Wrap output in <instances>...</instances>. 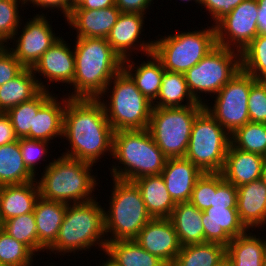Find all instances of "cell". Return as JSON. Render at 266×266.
<instances>
[{
    "label": "cell",
    "mask_w": 266,
    "mask_h": 266,
    "mask_svg": "<svg viewBox=\"0 0 266 266\" xmlns=\"http://www.w3.org/2000/svg\"><path fill=\"white\" fill-rule=\"evenodd\" d=\"M153 0H115V5L121 12L141 13L146 15ZM147 9V10H146Z\"/></svg>",
    "instance_id": "48"
},
{
    "label": "cell",
    "mask_w": 266,
    "mask_h": 266,
    "mask_svg": "<svg viewBox=\"0 0 266 266\" xmlns=\"http://www.w3.org/2000/svg\"><path fill=\"white\" fill-rule=\"evenodd\" d=\"M263 238L250 229L232 238L226 246V260L230 266H264L266 239Z\"/></svg>",
    "instance_id": "29"
},
{
    "label": "cell",
    "mask_w": 266,
    "mask_h": 266,
    "mask_svg": "<svg viewBox=\"0 0 266 266\" xmlns=\"http://www.w3.org/2000/svg\"><path fill=\"white\" fill-rule=\"evenodd\" d=\"M156 99L152 103L153 107L175 108L204 105L197 102L189 92L185 74L166 70H164L160 91Z\"/></svg>",
    "instance_id": "31"
},
{
    "label": "cell",
    "mask_w": 266,
    "mask_h": 266,
    "mask_svg": "<svg viewBox=\"0 0 266 266\" xmlns=\"http://www.w3.org/2000/svg\"><path fill=\"white\" fill-rule=\"evenodd\" d=\"M114 5L103 9H72L65 21L76 30V37L106 38L120 16Z\"/></svg>",
    "instance_id": "19"
},
{
    "label": "cell",
    "mask_w": 266,
    "mask_h": 266,
    "mask_svg": "<svg viewBox=\"0 0 266 266\" xmlns=\"http://www.w3.org/2000/svg\"><path fill=\"white\" fill-rule=\"evenodd\" d=\"M54 94L49 90H42L30 101L20 103L9 109L6 115L10 118L16 136L30 139V129H33L34 114Z\"/></svg>",
    "instance_id": "35"
},
{
    "label": "cell",
    "mask_w": 266,
    "mask_h": 266,
    "mask_svg": "<svg viewBox=\"0 0 266 266\" xmlns=\"http://www.w3.org/2000/svg\"><path fill=\"white\" fill-rule=\"evenodd\" d=\"M113 133L99 99L70 98L65 106L62 136L69 141L70 149L61 155L96 164L107 153L112 157Z\"/></svg>",
    "instance_id": "1"
},
{
    "label": "cell",
    "mask_w": 266,
    "mask_h": 266,
    "mask_svg": "<svg viewBox=\"0 0 266 266\" xmlns=\"http://www.w3.org/2000/svg\"><path fill=\"white\" fill-rule=\"evenodd\" d=\"M38 79L31 68H25L14 79L0 86V113L30 101L44 90V82Z\"/></svg>",
    "instance_id": "26"
},
{
    "label": "cell",
    "mask_w": 266,
    "mask_h": 266,
    "mask_svg": "<svg viewBox=\"0 0 266 266\" xmlns=\"http://www.w3.org/2000/svg\"><path fill=\"white\" fill-rule=\"evenodd\" d=\"M115 5V0H84L73 9H103Z\"/></svg>",
    "instance_id": "50"
},
{
    "label": "cell",
    "mask_w": 266,
    "mask_h": 266,
    "mask_svg": "<svg viewBox=\"0 0 266 266\" xmlns=\"http://www.w3.org/2000/svg\"><path fill=\"white\" fill-rule=\"evenodd\" d=\"M180 1H183L184 3L185 2H189V1H192V0H180ZM196 4H200V0H193Z\"/></svg>",
    "instance_id": "56"
},
{
    "label": "cell",
    "mask_w": 266,
    "mask_h": 266,
    "mask_svg": "<svg viewBox=\"0 0 266 266\" xmlns=\"http://www.w3.org/2000/svg\"><path fill=\"white\" fill-rule=\"evenodd\" d=\"M0 228L17 241L25 244L36 256L38 255V235L34 212L26 213L3 221Z\"/></svg>",
    "instance_id": "37"
},
{
    "label": "cell",
    "mask_w": 266,
    "mask_h": 266,
    "mask_svg": "<svg viewBox=\"0 0 266 266\" xmlns=\"http://www.w3.org/2000/svg\"><path fill=\"white\" fill-rule=\"evenodd\" d=\"M84 0H71V11L73 8L77 7Z\"/></svg>",
    "instance_id": "54"
},
{
    "label": "cell",
    "mask_w": 266,
    "mask_h": 266,
    "mask_svg": "<svg viewBox=\"0 0 266 266\" xmlns=\"http://www.w3.org/2000/svg\"><path fill=\"white\" fill-rule=\"evenodd\" d=\"M25 3V0H0V46H10L8 41H11L14 33L21 29L22 17L19 16L21 12L18 7L24 6Z\"/></svg>",
    "instance_id": "40"
},
{
    "label": "cell",
    "mask_w": 266,
    "mask_h": 266,
    "mask_svg": "<svg viewBox=\"0 0 266 266\" xmlns=\"http://www.w3.org/2000/svg\"><path fill=\"white\" fill-rule=\"evenodd\" d=\"M0 205H1V186H0ZM0 225H1V207H0Z\"/></svg>",
    "instance_id": "57"
},
{
    "label": "cell",
    "mask_w": 266,
    "mask_h": 266,
    "mask_svg": "<svg viewBox=\"0 0 266 266\" xmlns=\"http://www.w3.org/2000/svg\"><path fill=\"white\" fill-rule=\"evenodd\" d=\"M18 140L10 118L6 113H0V146Z\"/></svg>",
    "instance_id": "49"
},
{
    "label": "cell",
    "mask_w": 266,
    "mask_h": 266,
    "mask_svg": "<svg viewBox=\"0 0 266 266\" xmlns=\"http://www.w3.org/2000/svg\"><path fill=\"white\" fill-rule=\"evenodd\" d=\"M204 242L227 246L232 238L248 229L241 222L237 208L211 206L202 211Z\"/></svg>",
    "instance_id": "18"
},
{
    "label": "cell",
    "mask_w": 266,
    "mask_h": 266,
    "mask_svg": "<svg viewBox=\"0 0 266 266\" xmlns=\"http://www.w3.org/2000/svg\"><path fill=\"white\" fill-rule=\"evenodd\" d=\"M169 34L156 38L153 53L164 70L185 74L216 45L215 26L188 32Z\"/></svg>",
    "instance_id": "8"
},
{
    "label": "cell",
    "mask_w": 266,
    "mask_h": 266,
    "mask_svg": "<svg viewBox=\"0 0 266 266\" xmlns=\"http://www.w3.org/2000/svg\"><path fill=\"white\" fill-rule=\"evenodd\" d=\"M217 189V172L203 173L196 181L189 202L200 211L211 207Z\"/></svg>",
    "instance_id": "41"
},
{
    "label": "cell",
    "mask_w": 266,
    "mask_h": 266,
    "mask_svg": "<svg viewBox=\"0 0 266 266\" xmlns=\"http://www.w3.org/2000/svg\"><path fill=\"white\" fill-rule=\"evenodd\" d=\"M57 95H52L34 114L33 129H30V139L51 142L57 137L62 140L64 111L67 101L70 99L62 97L58 101Z\"/></svg>",
    "instance_id": "24"
},
{
    "label": "cell",
    "mask_w": 266,
    "mask_h": 266,
    "mask_svg": "<svg viewBox=\"0 0 266 266\" xmlns=\"http://www.w3.org/2000/svg\"><path fill=\"white\" fill-rule=\"evenodd\" d=\"M231 135L204 108L195 118L185 158L203 173L222 172Z\"/></svg>",
    "instance_id": "10"
},
{
    "label": "cell",
    "mask_w": 266,
    "mask_h": 266,
    "mask_svg": "<svg viewBox=\"0 0 266 266\" xmlns=\"http://www.w3.org/2000/svg\"><path fill=\"white\" fill-rule=\"evenodd\" d=\"M51 142L29 139V138H19V147L21 150L22 158L27 169L36 177V170L39 161H45L47 157L49 144ZM45 156V157H44ZM44 158V159H43ZM37 166V167H36Z\"/></svg>",
    "instance_id": "42"
},
{
    "label": "cell",
    "mask_w": 266,
    "mask_h": 266,
    "mask_svg": "<svg viewBox=\"0 0 266 266\" xmlns=\"http://www.w3.org/2000/svg\"><path fill=\"white\" fill-rule=\"evenodd\" d=\"M250 122L266 123V81H256L248 98Z\"/></svg>",
    "instance_id": "43"
},
{
    "label": "cell",
    "mask_w": 266,
    "mask_h": 266,
    "mask_svg": "<svg viewBox=\"0 0 266 266\" xmlns=\"http://www.w3.org/2000/svg\"><path fill=\"white\" fill-rule=\"evenodd\" d=\"M8 47L0 46V86L14 79L25 69Z\"/></svg>",
    "instance_id": "45"
},
{
    "label": "cell",
    "mask_w": 266,
    "mask_h": 266,
    "mask_svg": "<svg viewBox=\"0 0 266 266\" xmlns=\"http://www.w3.org/2000/svg\"><path fill=\"white\" fill-rule=\"evenodd\" d=\"M218 266H230L229 262L225 259L222 263H220Z\"/></svg>",
    "instance_id": "55"
},
{
    "label": "cell",
    "mask_w": 266,
    "mask_h": 266,
    "mask_svg": "<svg viewBox=\"0 0 266 266\" xmlns=\"http://www.w3.org/2000/svg\"><path fill=\"white\" fill-rule=\"evenodd\" d=\"M231 144L242 151L266 156V123L248 122L231 134Z\"/></svg>",
    "instance_id": "36"
},
{
    "label": "cell",
    "mask_w": 266,
    "mask_h": 266,
    "mask_svg": "<svg viewBox=\"0 0 266 266\" xmlns=\"http://www.w3.org/2000/svg\"><path fill=\"white\" fill-rule=\"evenodd\" d=\"M39 197L37 180L20 185L1 186V223L33 212Z\"/></svg>",
    "instance_id": "25"
},
{
    "label": "cell",
    "mask_w": 266,
    "mask_h": 266,
    "mask_svg": "<svg viewBox=\"0 0 266 266\" xmlns=\"http://www.w3.org/2000/svg\"><path fill=\"white\" fill-rule=\"evenodd\" d=\"M264 266H266V254H265V259H264Z\"/></svg>",
    "instance_id": "58"
},
{
    "label": "cell",
    "mask_w": 266,
    "mask_h": 266,
    "mask_svg": "<svg viewBox=\"0 0 266 266\" xmlns=\"http://www.w3.org/2000/svg\"><path fill=\"white\" fill-rule=\"evenodd\" d=\"M112 180L109 209L106 211L104 207L107 242L134 240L152 217L148 214L140 190L133 181L113 177Z\"/></svg>",
    "instance_id": "7"
},
{
    "label": "cell",
    "mask_w": 266,
    "mask_h": 266,
    "mask_svg": "<svg viewBox=\"0 0 266 266\" xmlns=\"http://www.w3.org/2000/svg\"><path fill=\"white\" fill-rule=\"evenodd\" d=\"M35 254L0 228V264L4 266H32Z\"/></svg>",
    "instance_id": "39"
},
{
    "label": "cell",
    "mask_w": 266,
    "mask_h": 266,
    "mask_svg": "<svg viewBox=\"0 0 266 266\" xmlns=\"http://www.w3.org/2000/svg\"><path fill=\"white\" fill-rule=\"evenodd\" d=\"M140 190L146 210L152 218H170L176 203L169 195L161 174L133 181Z\"/></svg>",
    "instance_id": "28"
},
{
    "label": "cell",
    "mask_w": 266,
    "mask_h": 266,
    "mask_svg": "<svg viewBox=\"0 0 266 266\" xmlns=\"http://www.w3.org/2000/svg\"><path fill=\"white\" fill-rule=\"evenodd\" d=\"M211 206L237 208V187L226 181L221 172H217V189Z\"/></svg>",
    "instance_id": "44"
},
{
    "label": "cell",
    "mask_w": 266,
    "mask_h": 266,
    "mask_svg": "<svg viewBox=\"0 0 266 266\" xmlns=\"http://www.w3.org/2000/svg\"><path fill=\"white\" fill-rule=\"evenodd\" d=\"M105 252L120 266H167L135 240L107 242Z\"/></svg>",
    "instance_id": "34"
},
{
    "label": "cell",
    "mask_w": 266,
    "mask_h": 266,
    "mask_svg": "<svg viewBox=\"0 0 266 266\" xmlns=\"http://www.w3.org/2000/svg\"><path fill=\"white\" fill-rule=\"evenodd\" d=\"M75 75L69 98L98 99L108 83L123 69V60L106 38L76 37Z\"/></svg>",
    "instance_id": "2"
},
{
    "label": "cell",
    "mask_w": 266,
    "mask_h": 266,
    "mask_svg": "<svg viewBox=\"0 0 266 266\" xmlns=\"http://www.w3.org/2000/svg\"><path fill=\"white\" fill-rule=\"evenodd\" d=\"M71 46L60 37L39 59L32 68L33 73L46 78L48 84H44V90H49V83L60 82L71 85L75 75V55ZM37 73V74H36ZM46 85H48L46 87Z\"/></svg>",
    "instance_id": "17"
},
{
    "label": "cell",
    "mask_w": 266,
    "mask_h": 266,
    "mask_svg": "<svg viewBox=\"0 0 266 266\" xmlns=\"http://www.w3.org/2000/svg\"><path fill=\"white\" fill-rule=\"evenodd\" d=\"M134 240L167 266H172L181 249L174 225L169 218H152Z\"/></svg>",
    "instance_id": "16"
},
{
    "label": "cell",
    "mask_w": 266,
    "mask_h": 266,
    "mask_svg": "<svg viewBox=\"0 0 266 266\" xmlns=\"http://www.w3.org/2000/svg\"><path fill=\"white\" fill-rule=\"evenodd\" d=\"M112 157L111 176L126 181L161 174L167 160L148 129L114 131Z\"/></svg>",
    "instance_id": "3"
},
{
    "label": "cell",
    "mask_w": 266,
    "mask_h": 266,
    "mask_svg": "<svg viewBox=\"0 0 266 266\" xmlns=\"http://www.w3.org/2000/svg\"><path fill=\"white\" fill-rule=\"evenodd\" d=\"M146 56L148 57L147 63L143 61L141 64H135L131 61L133 58L124 60L123 70L132 78L141 93L153 103L160 91L164 68L153 52Z\"/></svg>",
    "instance_id": "27"
},
{
    "label": "cell",
    "mask_w": 266,
    "mask_h": 266,
    "mask_svg": "<svg viewBox=\"0 0 266 266\" xmlns=\"http://www.w3.org/2000/svg\"><path fill=\"white\" fill-rule=\"evenodd\" d=\"M258 5L256 0H244L216 25L217 45L239 51L258 36Z\"/></svg>",
    "instance_id": "13"
},
{
    "label": "cell",
    "mask_w": 266,
    "mask_h": 266,
    "mask_svg": "<svg viewBox=\"0 0 266 266\" xmlns=\"http://www.w3.org/2000/svg\"><path fill=\"white\" fill-rule=\"evenodd\" d=\"M52 159L37 180L42 198L68 205L95 199L98 183L97 175L92 174L93 164L63 155Z\"/></svg>",
    "instance_id": "4"
},
{
    "label": "cell",
    "mask_w": 266,
    "mask_h": 266,
    "mask_svg": "<svg viewBox=\"0 0 266 266\" xmlns=\"http://www.w3.org/2000/svg\"><path fill=\"white\" fill-rule=\"evenodd\" d=\"M240 69V52L216 45L185 73L189 92L197 102L205 104L207 100L202 101L201 93L214 97Z\"/></svg>",
    "instance_id": "11"
},
{
    "label": "cell",
    "mask_w": 266,
    "mask_h": 266,
    "mask_svg": "<svg viewBox=\"0 0 266 266\" xmlns=\"http://www.w3.org/2000/svg\"><path fill=\"white\" fill-rule=\"evenodd\" d=\"M105 253L106 256H108L102 263H99L98 266H120L116 261H114L105 251L103 252Z\"/></svg>",
    "instance_id": "52"
},
{
    "label": "cell",
    "mask_w": 266,
    "mask_h": 266,
    "mask_svg": "<svg viewBox=\"0 0 266 266\" xmlns=\"http://www.w3.org/2000/svg\"><path fill=\"white\" fill-rule=\"evenodd\" d=\"M26 5L33 4V6L41 7L44 10L48 9H56L58 11H62L63 17L67 19L71 14V0H25Z\"/></svg>",
    "instance_id": "47"
},
{
    "label": "cell",
    "mask_w": 266,
    "mask_h": 266,
    "mask_svg": "<svg viewBox=\"0 0 266 266\" xmlns=\"http://www.w3.org/2000/svg\"><path fill=\"white\" fill-rule=\"evenodd\" d=\"M46 17L47 15L42 13L28 18L31 20L25 23L21 34L17 30L10 41L12 43L14 40L15 46L12 45L13 48L8 49L25 68L32 69L41 56L60 38V35L57 36L52 30L49 18Z\"/></svg>",
    "instance_id": "14"
},
{
    "label": "cell",
    "mask_w": 266,
    "mask_h": 266,
    "mask_svg": "<svg viewBox=\"0 0 266 266\" xmlns=\"http://www.w3.org/2000/svg\"><path fill=\"white\" fill-rule=\"evenodd\" d=\"M104 207L97 202V197L89 202L67 204L63 222L55 242L46 250L55 255L69 254L85 250L92 246L105 251ZM87 249V250H86Z\"/></svg>",
    "instance_id": "5"
},
{
    "label": "cell",
    "mask_w": 266,
    "mask_h": 266,
    "mask_svg": "<svg viewBox=\"0 0 266 266\" xmlns=\"http://www.w3.org/2000/svg\"><path fill=\"white\" fill-rule=\"evenodd\" d=\"M181 246L204 243L202 211L190 202L177 203L169 218Z\"/></svg>",
    "instance_id": "30"
},
{
    "label": "cell",
    "mask_w": 266,
    "mask_h": 266,
    "mask_svg": "<svg viewBox=\"0 0 266 266\" xmlns=\"http://www.w3.org/2000/svg\"><path fill=\"white\" fill-rule=\"evenodd\" d=\"M144 17L141 13L121 12L106 37L108 43L123 61L131 58L135 50L143 51L145 56L153 51L154 41L147 42L140 37L145 27L143 25L146 17Z\"/></svg>",
    "instance_id": "15"
},
{
    "label": "cell",
    "mask_w": 266,
    "mask_h": 266,
    "mask_svg": "<svg viewBox=\"0 0 266 266\" xmlns=\"http://www.w3.org/2000/svg\"><path fill=\"white\" fill-rule=\"evenodd\" d=\"M261 179L266 186V161H265L263 169H262Z\"/></svg>",
    "instance_id": "53"
},
{
    "label": "cell",
    "mask_w": 266,
    "mask_h": 266,
    "mask_svg": "<svg viewBox=\"0 0 266 266\" xmlns=\"http://www.w3.org/2000/svg\"><path fill=\"white\" fill-rule=\"evenodd\" d=\"M35 180L24 164L19 139L0 146V186L20 185Z\"/></svg>",
    "instance_id": "32"
},
{
    "label": "cell",
    "mask_w": 266,
    "mask_h": 266,
    "mask_svg": "<svg viewBox=\"0 0 266 266\" xmlns=\"http://www.w3.org/2000/svg\"><path fill=\"white\" fill-rule=\"evenodd\" d=\"M226 259V247L217 243L181 246L172 266H218Z\"/></svg>",
    "instance_id": "33"
},
{
    "label": "cell",
    "mask_w": 266,
    "mask_h": 266,
    "mask_svg": "<svg viewBox=\"0 0 266 266\" xmlns=\"http://www.w3.org/2000/svg\"><path fill=\"white\" fill-rule=\"evenodd\" d=\"M203 172L190 160L169 158L161 172L169 195L177 203L189 202L197 179Z\"/></svg>",
    "instance_id": "20"
},
{
    "label": "cell",
    "mask_w": 266,
    "mask_h": 266,
    "mask_svg": "<svg viewBox=\"0 0 266 266\" xmlns=\"http://www.w3.org/2000/svg\"><path fill=\"white\" fill-rule=\"evenodd\" d=\"M244 0H200V6L206 8L214 21V26L226 15H228L235 7Z\"/></svg>",
    "instance_id": "46"
},
{
    "label": "cell",
    "mask_w": 266,
    "mask_h": 266,
    "mask_svg": "<svg viewBox=\"0 0 266 266\" xmlns=\"http://www.w3.org/2000/svg\"><path fill=\"white\" fill-rule=\"evenodd\" d=\"M109 93H112L111 96ZM104 95H108L109 99L104 100ZM98 99L104 106L106 117L113 131L148 128L153 108L152 102L141 93L123 69L111 79Z\"/></svg>",
    "instance_id": "6"
},
{
    "label": "cell",
    "mask_w": 266,
    "mask_h": 266,
    "mask_svg": "<svg viewBox=\"0 0 266 266\" xmlns=\"http://www.w3.org/2000/svg\"><path fill=\"white\" fill-rule=\"evenodd\" d=\"M265 161L260 154L245 152L230 144L221 173L226 181L239 187L260 179Z\"/></svg>",
    "instance_id": "22"
},
{
    "label": "cell",
    "mask_w": 266,
    "mask_h": 266,
    "mask_svg": "<svg viewBox=\"0 0 266 266\" xmlns=\"http://www.w3.org/2000/svg\"><path fill=\"white\" fill-rule=\"evenodd\" d=\"M204 108V105L152 108L147 129L167 159L185 157L194 120Z\"/></svg>",
    "instance_id": "9"
},
{
    "label": "cell",
    "mask_w": 266,
    "mask_h": 266,
    "mask_svg": "<svg viewBox=\"0 0 266 266\" xmlns=\"http://www.w3.org/2000/svg\"><path fill=\"white\" fill-rule=\"evenodd\" d=\"M237 211L247 229L266 226V186L262 179L237 187ZM265 225V226H263ZM254 228V230L252 229Z\"/></svg>",
    "instance_id": "21"
},
{
    "label": "cell",
    "mask_w": 266,
    "mask_h": 266,
    "mask_svg": "<svg viewBox=\"0 0 266 266\" xmlns=\"http://www.w3.org/2000/svg\"><path fill=\"white\" fill-rule=\"evenodd\" d=\"M257 80L240 69L237 74L224 85L214 98L213 106L205 103V109L231 135L238 128L250 121L248 98L251 86Z\"/></svg>",
    "instance_id": "12"
},
{
    "label": "cell",
    "mask_w": 266,
    "mask_h": 266,
    "mask_svg": "<svg viewBox=\"0 0 266 266\" xmlns=\"http://www.w3.org/2000/svg\"><path fill=\"white\" fill-rule=\"evenodd\" d=\"M67 204L47 200L41 196L34 207V217L38 235V252L47 250L57 239L63 222Z\"/></svg>",
    "instance_id": "23"
},
{
    "label": "cell",
    "mask_w": 266,
    "mask_h": 266,
    "mask_svg": "<svg viewBox=\"0 0 266 266\" xmlns=\"http://www.w3.org/2000/svg\"><path fill=\"white\" fill-rule=\"evenodd\" d=\"M258 5V35L266 36V0H256Z\"/></svg>",
    "instance_id": "51"
},
{
    "label": "cell",
    "mask_w": 266,
    "mask_h": 266,
    "mask_svg": "<svg viewBox=\"0 0 266 266\" xmlns=\"http://www.w3.org/2000/svg\"><path fill=\"white\" fill-rule=\"evenodd\" d=\"M240 54L241 69L257 81H266V36L258 35Z\"/></svg>",
    "instance_id": "38"
}]
</instances>
